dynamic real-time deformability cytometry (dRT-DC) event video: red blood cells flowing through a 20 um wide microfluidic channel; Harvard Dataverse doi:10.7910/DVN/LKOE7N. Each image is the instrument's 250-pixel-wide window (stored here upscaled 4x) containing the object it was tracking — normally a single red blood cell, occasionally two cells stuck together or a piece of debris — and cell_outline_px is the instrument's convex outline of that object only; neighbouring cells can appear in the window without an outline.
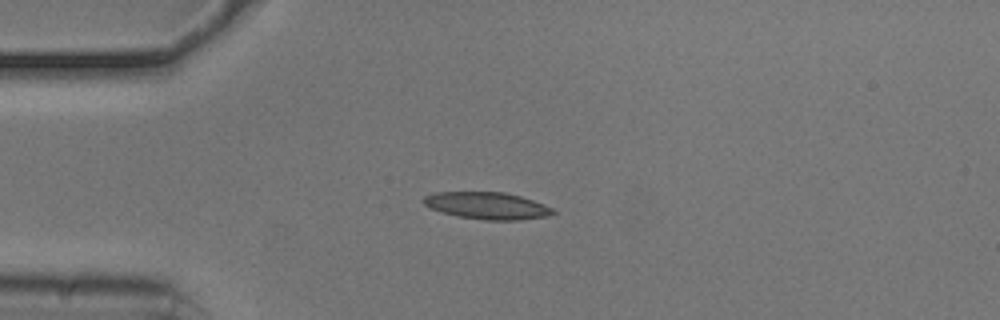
{"species": "common noctule bat (a hibernating species)", "species_latin": "Nyctalus noctula", "temperature_condition": "cold", "stored_images_in_passage": 41, "camera_frame_rate_fps": 3000, "um_per_image_px": 0.085, "animal": {"sex": "male", "body_mass_g": 20.5, "forearm_length_mm": 52.5}, "frame": {"image": 1, "passage_image": 1, "time_ms": 0.0, "image_size_px": [1000, 320], "cell_outline_px": [[556, 212], [544, 216], [520, 220], [484, 220], [460, 216], [440, 212], [424, 204], [420, 200], [424, 196], [436, 192], [504, 192], [520, 196], [544, 204], [552, 208]], "centroid_in_image_um": [41.37, 17.47], "position_along_channel_um": 43.6, "area_um2": 20.23}}
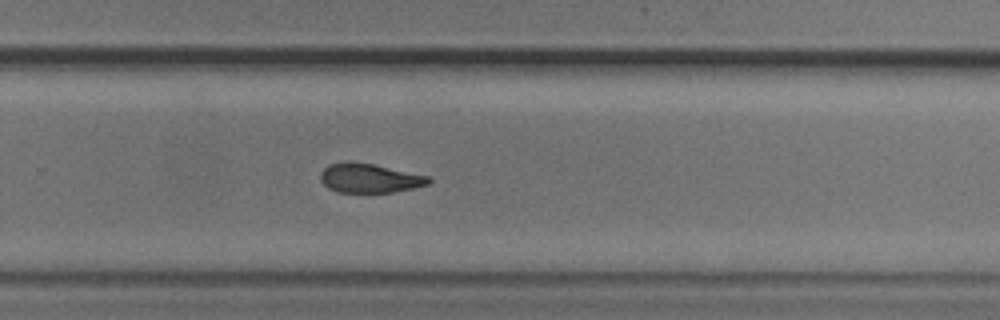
{"frame": {"image": 2, "passage_image": 23, "time_ms": 7.333, "image_size_px": [1000, 320], "cell_outline_px": [[432, 180], [428, 184], [412, 188], [392, 192], [336, 192], [328, 188], [320, 180], [320, 172], [328, 164], [348, 160], [372, 164], [428, 176]], "centroid_in_image_um": [31.34, 15.13], "position_along_channel_um": 298.5, "area_um2": 18.38}}
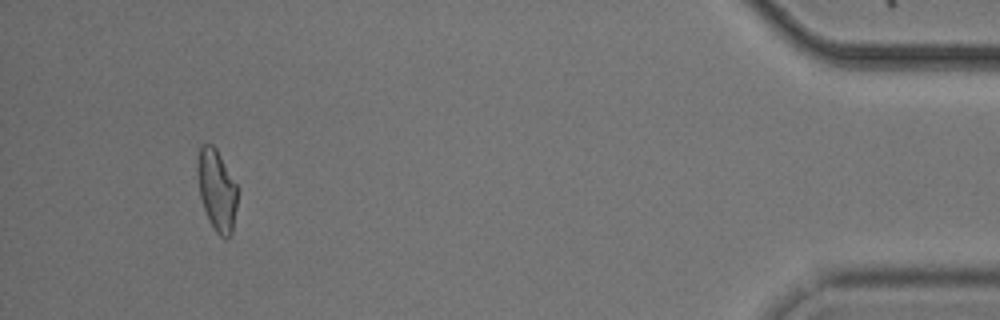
{"frame": {"image": 3, "passage_image": 38, "time_ms": 12.333, "image_size_px": [1000, 320], "cell_outline_px": [[240, 188], [232, 232], [228, 236], [220, 236], [216, 232], [208, 220], [200, 196], [196, 168], [200, 148], [204, 144], [212, 144], [216, 148]], "centroid_in_image_um": [18.46, 16.14], "position_along_channel_um": 416.7, "area_um2": 19.19}, "authors_computed_cell_mechanics": {"area_um2": 19.3052, "velocity_mm_per_s": 3.7433, "shape_relaxation_time_tau1_ms": 5.1988, "shape_relaxation_time_tau2_ms": 4.0471, "deformation_change_tau1": 0.1496, "deformation_change_tau2": 0.1233}}